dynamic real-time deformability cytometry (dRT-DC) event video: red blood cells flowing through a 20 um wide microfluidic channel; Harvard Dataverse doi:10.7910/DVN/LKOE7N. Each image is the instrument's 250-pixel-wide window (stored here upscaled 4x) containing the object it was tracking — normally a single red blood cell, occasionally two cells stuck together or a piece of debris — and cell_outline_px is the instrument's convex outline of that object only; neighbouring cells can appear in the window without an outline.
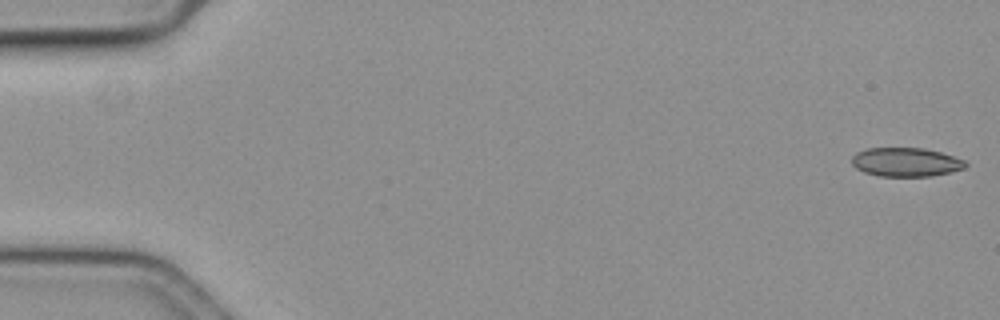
{"species": "common noctule bat (a hibernating species)", "species_latin": "Nyctalus noctula", "temperature_condition": "cold", "stored_images_in_passage": 57, "camera_frame_rate_fps": 3000, "um_per_image_px": 0.085, "animal": {"sex": "female", "body_mass_g": 19.3, "forearm_length_mm": 54.1}, "frame": {"image": 1, "passage_image": 1, "time_ms": 0.0, "image_size_px": [1000, 320], "cell_outline_px": [[968, 164], [964, 168], [932, 176], [880, 176], [864, 172], [856, 168], [852, 164], [852, 156], [856, 152], [868, 148], [924, 148], [940, 152], [964, 160]], "centroid_in_image_um": [76.97, 13.77], "position_along_channel_um": 8.0, "area_um2": 19.02}}
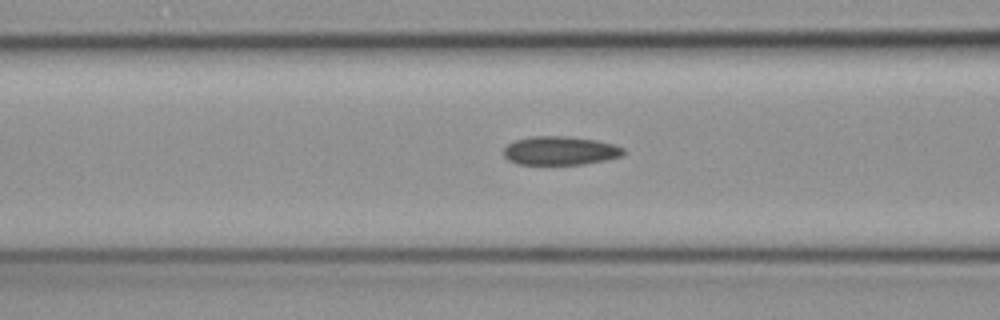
{"frame": {"image": 2, "passage_image": 23, "time_ms": 7.333, "image_size_px": [1000, 320], "cell_outline_px": [[624, 156], [584, 164], [516, 164], [508, 160], [504, 156], [504, 148], [508, 144], [516, 140], [532, 136], [564, 136], [596, 140], [612, 144], [624, 148]], "centroid_in_image_um": [47.61, 12.81], "position_along_channel_um": 119.0, "area_um2": 19.94}}
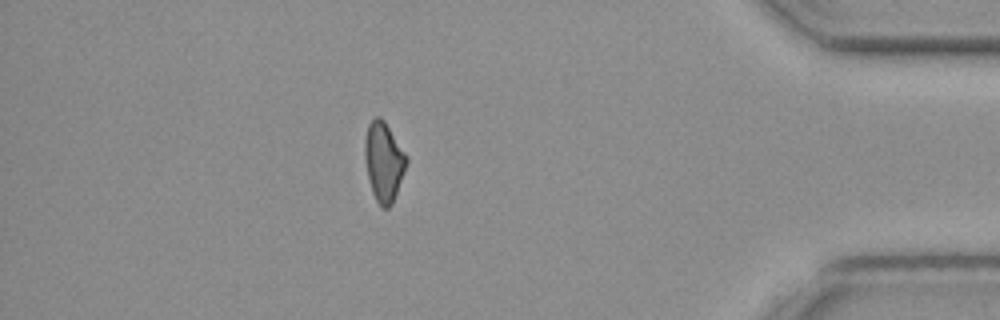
{"frame": {"image": 3, "passage_image": 50, "time_ms": 16.333, "image_size_px": [1000, 320], "cell_outline_px": [[408, 160], [404, 172], [392, 204], [388, 208], [380, 208], [372, 192], [368, 176], [364, 156], [364, 140], [368, 124], [376, 116], [380, 116], [384, 120], [408, 156]], "centroid_in_image_um": [32.61, 13.73], "position_along_channel_um": 402.6, "area_um2": 19.31}, "authors_computed_cell_mechanics": {"area_um2": 19.652, "velocity_mm_per_s": 3.6365, "shape_relaxation_time_tau1_ms": null, "shape_relaxation_time_tau2_ms": 10.6936, "deformation_change_tau1": null, "deformation_change_tau2": 0.1659}}